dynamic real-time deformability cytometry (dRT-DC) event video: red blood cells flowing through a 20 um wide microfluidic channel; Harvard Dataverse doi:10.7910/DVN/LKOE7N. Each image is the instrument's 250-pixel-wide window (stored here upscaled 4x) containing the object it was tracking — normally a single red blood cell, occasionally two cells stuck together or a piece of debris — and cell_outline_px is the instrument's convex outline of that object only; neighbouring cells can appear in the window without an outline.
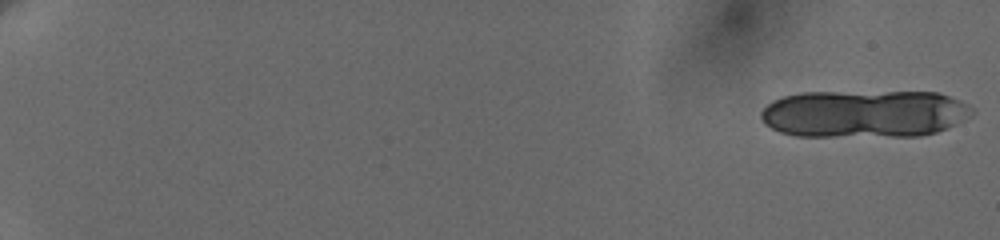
{"species": "human", "species_latin": "Homo sapiens", "temperature_condition": "cold", "stored_images_in_passage": 6, "camera_frame_rate_fps": 3000, "um_per_image_px": 0.085, "donor": {"sex": "female"}, "frame": {"image": 1, "passage_image": 1, "time_ms": 0.0, "image_size_px": [1000, 240], "cell_outline_px": [[976, 112], [936, 132], [920, 136], [796, 136], [780, 132], [764, 124], [760, 116], [760, 112], [772, 100], [784, 96], [800, 92], [936, 92], [960, 100], [968, 104]], "centroid_in_image_um": [73.41, 9.66], "position_along_channel_um": 11.6, "area_um2": 58.61}}